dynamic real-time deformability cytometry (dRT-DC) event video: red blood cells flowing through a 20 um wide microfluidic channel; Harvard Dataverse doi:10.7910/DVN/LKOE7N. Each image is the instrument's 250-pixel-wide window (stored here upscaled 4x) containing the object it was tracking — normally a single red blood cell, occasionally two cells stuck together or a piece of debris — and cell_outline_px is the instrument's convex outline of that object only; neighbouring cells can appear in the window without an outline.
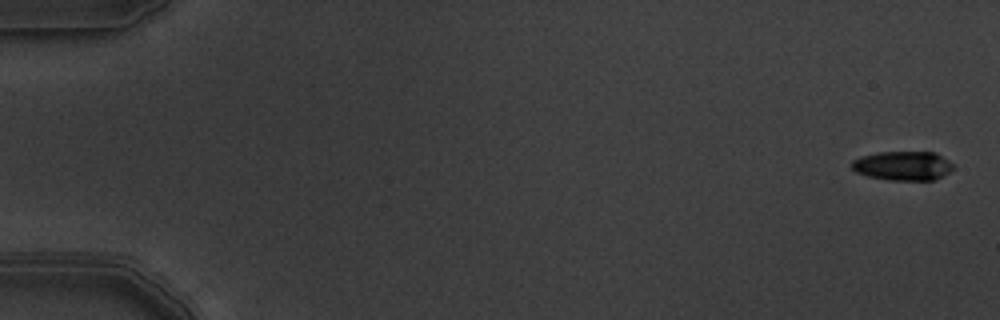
{"species": "common noctule bat (a hibernating species)", "species_latin": "Nyctalus noctula", "temperature_condition": "warm", "stored_images_in_passage": 6, "camera_frame_rate_fps": 3000, "um_per_image_px": 0.085, "animal": {"sex": "male", "body_mass_g": 19.5, "forearm_length_mm": 54.6}, "frame": {"image": 1, "passage_image": 1, "time_ms": 0.0, "image_size_px": [1000, 320], "cell_outline_px": [[952, 168], [948, 172], [936, 180], [888, 180], [868, 176], [856, 172], [852, 168], [852, 160], [860, 156], [880, 152], [936, 152], [948, 160], [952, 164]], "centroid_in_image_um": [76.73, 14.09], "position_along_channel_um": 8.3, "area_um2": 17.22}}
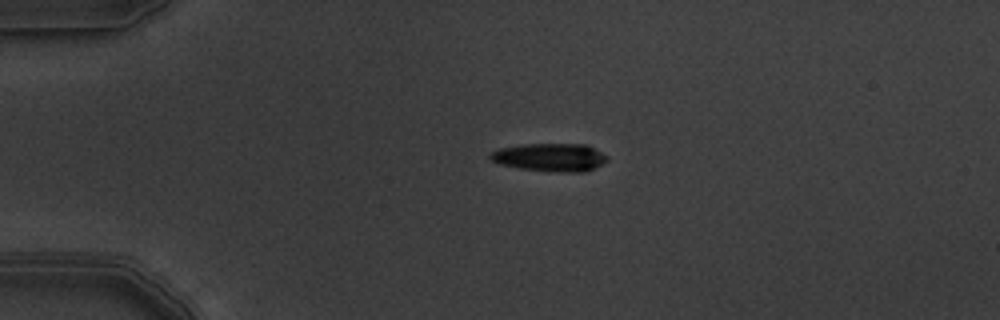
{"frame": {"image": 2, "passage_image": 5, "time_ms": 1.333, "image_size_px": [1000, 320], "cell_outline_px": [[608, 160], [584, 172], [556, 172], [520, 168], [500, 164], [492, 160], [488, 156], [492, 152], [500, 148], [520, 144], [584, 144], [608, 156]], "centroid_in_image_um": [46.74, 13.37], "position_along_channel_um": 38.3, "area_um2": 18.9}}